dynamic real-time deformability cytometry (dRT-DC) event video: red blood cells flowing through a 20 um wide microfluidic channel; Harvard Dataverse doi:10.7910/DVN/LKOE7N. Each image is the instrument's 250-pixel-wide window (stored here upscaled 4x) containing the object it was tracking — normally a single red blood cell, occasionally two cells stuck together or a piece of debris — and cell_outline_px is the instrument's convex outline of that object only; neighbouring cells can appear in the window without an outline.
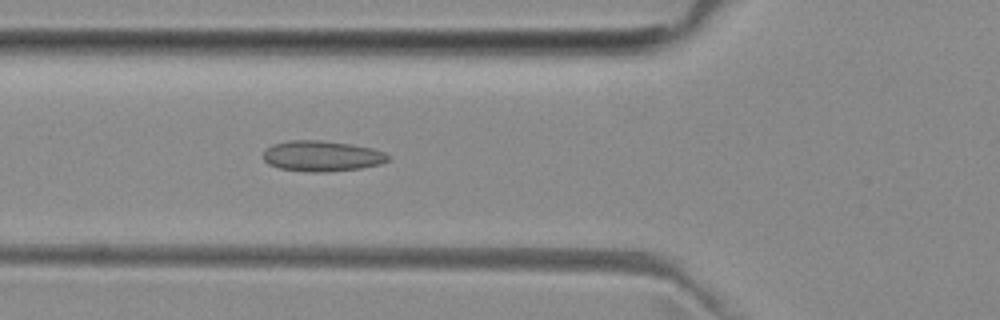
{"species": "common noctule bat (a hibernating species)", "species_latin": "Nyctalus noctula", "temperature_condition": "room temperature", "stored_images_in_passage": 4, "camera_frame_rate_fps": 3000, "um_per_image_px": 0.085, "animal": {"sex": "female", "body_mass_g": 29.2, "forearm_length_mm": 56.3}, "frame": {"image": 1, "passage_image": 4, "time_ms": 3.667, "image_size_px": [1000, 320], "cell_outline_px": [[392, 156], [388, 160], [380, 164], [360, 168], [328, 172], [312, 172], [280, 168], [268, 164], [264, 160], [264, 152], [272, 144], [288, 140], [320, 140], [348, 144], [372, 148], [384, 152]], "centroid_in_image_um": [27.37, 13.26], "position_along_channel_um": 98.4, "area_um2": 22.2}}